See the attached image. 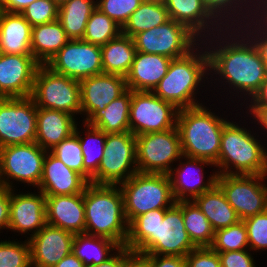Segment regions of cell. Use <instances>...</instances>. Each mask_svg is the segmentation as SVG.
<instances>
[{
    "label": "cell",
    "instance_id": "cell-1",
    "mask_svg": "<svg viewBox=\"0 0 267 267\" xmlns=\"http://www.w3.org/2000/svg\"><path fill=\"white\" fill-rule=\"evenodd\" d=\"M202 42L209 56L210 84L225 85L222 92L229 89L247 103L267 77V66L255 45L238 27L224 28Z\"/></svg>",
    "mask_w": 267,
    "mask_h": 267
},
{
    "label": "cell",
    "instance_id": "cell-2",
    "mask_svg": "<svg viewBox=\"0 0 267 267\" xmlns=\"http://www.w3.org/2000/svg\"><path fill=\"white\" fill-rule=\"evenodd\" d=\"M209 75V56L201 41L187 55L170 61L167 74L152 92L179 110L198 106L204 103L197 100L196 94L205 87Z\"/></svg>",
    "mask_w": 267,
    "mask_h": 267
},
{
    "label": "cell",
    "instance_id": "cell-3",
    "mask_svg": "<svg viewBox=\"0 0 267 267\" xmlns=\"http://www.w3.org/2000/svg\"><path fill=\"white\" fill-rule=\"evenodd\" d=\"M85 233L102 236L125 246L129 223L119 185L88 183L83 192Z\"/></svg>",
    "mask_w": 267,
    "mask_h": 267
},
{
    "label": "cell",
    "instance_id": "cell-4",
    "mask_svg": "<svg viewBox=\"0 0 267 267\" xmlns=\"http://www.w3.org/2000/svg\"><path fill=\"white\" fill-rule=\"evenodd\" d=\"M245 126L229 119L224 125L218 161L214 164L218 169H213L217 175H267V148L259 135Z\"/></svg>",
    "mask_w": 267,
    "mask_h": 267
},
{
    "label": "cell",
    "instance_id": "cell-5",
    "mask_svg": "<svg viewBox=\"0 0 267 267\" xmlns=\"http://www.w3.org/2000/svg\"><path fill=\"white\" fill-rule=\"evenodd\" d=\"M204 104L178 111L177 124L183 156L218 161L221 134L228 121Z\"/></svg>",
    "mask_w": 267,
    "mask_h": 267
},
{
    "label": "cell",
    "instance_id": "cell-6",
    "mask_svg": "<svg viewBox=\"0 0 267 267\" xmlns=\"http://www.w3.org/2000/svg\"><path fill=\"white\" fill-rule=\"evenodd\" d=\"M119 187L128 223L150 210L169 209L176 203L168 174L137 172Z\"/></svg>",
    "mask_w": 267,
    "mask_h": 267
},
{
    "label": "cell",
    "instance_id": "cell-7",
    "mask_svg": "<svg viewBox=\"0 0 267 267\" xmlns=\"http://www.w3.org/2000/svg\"><path fill=\"white\" fill-rule=\"evenodd\" d=\"M30 97L37 107L81 116L79 81L58 74L46 65L37 68Z\"/></svg>",
    "mask_w": 267,
    "mask_h": 267
},
{
    "label": "cell",
    "instance_id": "cell-8",
    "mask_svg": "<svg viewBox=\"0 0 267 267\" xmlns=\"http://www.w3.org/2000/svg\"><path fill=\"white\" fill-rule=\"evenodd\" d=\"M137 172L136 136L130 131L107 133L103 158L90 183L119 185Z\"/></svg>",
    "mask_w": 267,
    "mask_h": 267
},
{
    "label": "cell",
    "instance_id": "cell-9",
    "mask_svg": "<svg viewBox=\"0 0 267 267\" xmlns=\"http://www.w3.org/2000/svg\"><path fill=\"white\" fill-rule=\"evenodd\" d=\"M46 153L36 142L0 148V185L15 189L13 183L19 181L38 189Z\"/></svg>",
    "mask_w": 267,
    "mask_h": 267
},
{
    "label": "cell",
    "instance_id": "cell-10",
    "mask_svg": "<svg viewBox=\"0 0 267 267\" xmlns=\"http://www.w3.org/2000/svg\"><path fill=\"white\" fill-rule=\"evenodd\" d=\"M136 149L140 173L169 174L183 156L177 127L136 136Z\"/></svg>",
    "mask_w": 267,
    "mask_h": 267
},
{
    "label": "cell",
    "instance_id": "cell-11",
    "mask_svg": "<svg viewBox=\"0 0 267 267\" xmlns=\"http://www.w3.org/2000/svg\"><path fill=\"white\" fill-rule=\"evenodd\" d=\"M132 38L136 51L171 59L187 55L201 42L186 26L172 19Z\"/></svg>",
    "mask_w": 267,
    "mask_h": 267
},
{
    "label": "cell",
    "instance_id": "cell-12",
    "mask_svg": "<svg viewBox=\"0 0 267 267\" xmlns=\"http://www.w3.org/2000/svg\"><path fill=\"white\" fill-rule=\"evenodd\" d=\"M267 175H217L216 184L240 220L267 210Z\"/></svg>",
    "mask_w": 267,
    "mask_h": 267
},
{
    "label": "cell",
    "instance_id": "cell-13",
    "mask_svg": "<svg viewBox=\"0 0 267 267\" xmlns=\"http://www.w3.org/2000/svg\"><path fill=\"white\" fill-rule=\"evenodd\" d=\"M178 111L173 104L153 92L132 91L129 131L139 136L173 129L177 124Z\"/></svg>",
    "mask_w": 267,
    "mask_h": 267
},
{
    "label": "cell",
    "instance_id": "cell-14",
    "mask_svg": "<svg viewBox=\"0 0 267 267\" xmlns=\"http://www.w3.org/2000/svg\"><path fill=\"white\" fill-rule=\"evenodd\" d=\"M37 106L29 97L0 98V148L35 142Z\"/></svg>",
    "mask_w": 267,
    "mask_h": 267
},
{
    "label": "cell",
    "instance_id": "cell-15",
    "mask_svg": "<svg viewBox=\"0 0 267 267\" xmlns=\"http://www.w3.org/2000/svg\"><path fill=\"white\" fill-rule=\"evenodd\" d=\"M46 66L78 81L99 75L103 73L101 48L82 39H70Z\"/></svg>",
    "mask_w": 267,
    "mask_h": 267
},
{
    "label": "cell",
    "instance_id": "cell-16",
    "mask_svg": "<svg viewBox=\"0 0 267 267\" xmlns=\"http://www.w3.org/2000/svg\"><path fill=\"white\" fill-rule=\"evenodd\" d=\"M204 166L215 167L209 160L182 156L179 164L172 168L168 175L171 181L172 194L176 202L193 201L216 184L217 172L214 171L205 181L204 173L206 172H203Z\"/></svg>",
    "mask_w": 267,
    "mask_h": 267
},
{
    "label": "cell",
    "instance_id": "cell-17",
    "mask_svg": "<svg viewBox=\"0 0 267 267\" xmlns=\"http://www.w3.org/2000/svg\"><path fill=\"white\" fill-rule=\"evenodd\" d=\"M10 189V211L8 230L19 233L27 240L37 234L46 224V197L37 190L29 192H16ZM31 234H30V233ZM27 233V235H26Z\"/></svg>",
    "mask_w": 267,
    "mask_h": 267
},
{
    "label": "cell",
    "instance_id": "cell-18",
    "mask_svg": "<svg viewBox=\"0 0 267 267\" xmlns=\"http://www.w3.org/2000/svg\"><path fill=\"white\" fill-rule=\"evenodd\" d=\"M39 65L33 55L0 53V98L29 97Z\"/></svg>",
    "mask_w": 267,
    "mask_h": 267
},
{
    "label": "cell",
    "instance_id": "cell-19",
    "mask_svg": "<svg viewBox=\"0 0 267 267\" xmlns=\"http://www.w3.org/2000/svg\"><path fill=\"white\" fill-rule=\"evenodd\" d=\"M195 248L185 229L182 209L175 203L165 211L157 227L156 241L143 254L185 257Z\"/></svg>",
    "mask_w": 267,
    "mask_h": 267
},
{
    "label": "cell",
    "instance_id": "cell-20",
    "mask_svg": "<svg viewBox=\"0 0 267 267\" xmlns=\"http://www.w3.org/2000/svg\"><path fill=\"white\" fill-rule=\"evenodd\" d=\"M75 234L46 224L37 234L28 239L32 267H54L72 252Z\"/></svg>",
    "mask_w": 267,
    "mask_h": 267
},
{
    "label": "cell",
    "instance_id": "cell-21",
    "mask_svg": "<svg viewBox=\"0 0 267 267\" xmlns=\"http://www.w3.org/2000/svg\"><path fill=\"white\" fill-rule=\"evenodd\" d=\"M81 114L84 122L95 110L105 109L128 88L126 78L116 74L102 73L79 81ZM85 117V118H84Z\"/></svg>",
    "mask_w": 267,
    "mask_h": 267
},
{
    "label": "cell",
    "instance_id": "cell-22",
    "mask_svg": "<svg viewBox=\"0 0 267 267\" xmlns=\"http://www.w3.org/2000/svg\"><path fill=\"white\" fill-rule=\"evenodd\" d=\"M169 18L183 24L201 41L225 27L209 12L203 0H165Z\"/></svg>",
    "mask_w": 267,
    "mask_h": 267
},
{
    "label": "cell",
    "instance_id": "cell-23",
    "mask_svg": "<svg viewBox=\"0 0 267 267\" xmlns=\"http://www.w3.org/2000/svg\"><path fill=\"white\" fill-rule=\"evenodd\" d=\"M89 182L77 171L68 168L47 151L43 161V174L38 186L45 196L83 193Z\"/></svg>",
    "mask_w": 267,
    "mask_h": 267
},
{
    "label": "cell",
    "instance_id": "cell-24",
    "mask_svg": "<svg viewBox=\"0 0 267 267\" xmlns=\"http://www.w3.org/2000/svg\"><path fill=\"white\" fill-rule=\"evenodd\" d=\"M46 197V221L73 234L85 233L83 193Z\"/></svg>",
    "mask_w": 267,
    "mask_h": 267
},
{
    "label": "cell",
    "instance_id": "cell-25",
    "mask_svg": "<svg viewBox=\"0 0 267 267\" xmlns=\"http://www.w3.org/2000/svg\"><path fill=\"white\" fill-rule=\"evenodd\" d=\"M172 59L163 55L136 51L134 61L126 78V85L132 91L152 92L167 74Z\"/></svg>",
    "mask_w": 267,
    "mask_h": 267
},
{
    "label": "cell",
    "instance_id": "cell-26",
    "mask_svg": "<svg viewBox=\"0 0 267 267\" xmlns=\"http://www.w3.org/2000/svg\"><path fill=\"white\" fill-rule=\"evenodd\" d=\"M75 116L37 107V132L35 142L44 150L51 151L62 140L74 133L78 124Z\"/></svg>",
    "mask_w": 267,
    "mask_h": 267
},
{
    "label": "cell",
    "instance_id": "cell-27",
    "mask_svg": "<svg viewBox=\"0 0 267 267\" xmlns=\"http://www.w3.org/2000/svg\"><path fill=\"white\" fill-rule=\"evenodd\" d=\"M32 26L21 13L0 12V53L32 55Z\"/></svg>",
    "mask_w": 267,
    "mask_h": 267
},
{
    "label": "cell",
    "instance_id": "cell-28",
    "mask_svg": "<svg viewBox=\"0 0 267 267\" xmlns=\"http://www.w3.org/2000/svg\"><path fill=\"white\" fill-rule=\"evenodd\" d=\"M132 90L127 89L105 109L95 110L84 122L105 133L129 131V112Z\"/></svg>",
    "mask_w": 267,
    "mask_h": 267
},
{
    "label": "cell",
    "instance_id": "cell-29",
    "mask_svg": "<svg viewBox=\"0 0 267 267\" xmlns=\"http://www.w3.org/2000/svg\"><path fill=\"white\" fill-rule=\"evenodd\" d=\"M193 202L206 216L214 231L235 225L240 221L236 211L227 202L225 194L217 184L199 195Z\"/></svg>",
    "mask_w": 267,
    "mask_h": 267
},
{
    "label": "cell",
    "instance_id": "cell-30",
    "mask_svg": "<svg viewBox=\"0 0 267 267\" xmlns=\"http://www.w3.org/2000/svg\"><path fill=\"white\" fill-rule=\"evenodd\" d=\"M69 40L58 19L33 26L31 33L32 55L40 65H46Z\"/></svg>",
    "mask_w": 267,
    "mask_h": 267
},
{
    "label": "cell",
    "instance_id": "cell-31",
    "mask_svg": "<svg viewBox=\"0 0 267 267\" xmlns=\"http://www.w3.org/2000/svg\"><path fill=\"white\" fill-rule=\"evenodd\" d=\"M100 48L103 73L126 77L136 54L133 38L121 33Z\"/></svg>",
    "mask_w": 267,
    "mask_h": 267
},
{
    "label": "cell",
    "instance_id": "cell-32",
    "mask_svg": "<svg viewBox=\"0 0 267 267\" xmlns=\"http://www.w3.org/2000/svg\"><path fill=\"white\" fill-rule=\"evenodd\" d=\"M166 210H150L135 217L129 223L125 247L132 251L144 253L156 241L157 227L160 220H163Z\"/></svg>",
    "mask_w": 267,
    "mask_h": 267
},
{
    "label": "cell",
    "instance_id": "cell-33",
    "mask_svg": "<svg viewBox=\"0 0 267 267\" xmlns=\"http://www.w3.org/2000/svg\"><path fill=\"white\" fill-rule=\"evenodd\" d=\"M168 10L164 2L143 0L140 6L129 16L121 28L123 35L133 37L148 29L160 26L169 21Z\"/></svg>",
    "mask_w": 267,
    "mask_h": 267
},
{
    "label": "cell",
    "instance_id": "cell-34",
    "mask_svg": "<svg viewBox=\"0 0 267 267\" xmlns=\"http://www.w3.org/2000/svg\"><path fill=\"white\" fill-rule=\"evenodd\" d=\"M120 247L117 242L109 238L81 233L74 236L72 252L86 266H89L106 261L114 254L112 251Z\"/></svg>",
    "mask_w": 267,
    "mask_h": 267
},
{
    "label": "cell",
    "instance_id": "cell-35",
    "mask_svg": "<svg viewBox=\"0 0 267 267\" xmlns=\"http://www.w3.org/2000/svg\"><path fill=\"white\" fill-rule=\"evenodd\" d=\"M83 131H80V125H76L74 132L77 134L80 146L82 149V154L84 157L83 161V177L91 182L92 176L98 171L99 164L101 159L103 158L104 149H105V140L107 137V133L104 131L97 129L93 126L88 125L83 122ZM85 136V137H83Z\"/></svg>",
    "mask_w": 267,
    "mask_h": 267
},
{
    "label": "cell",
    "instance_id": "cell-36",
    "mask_svg": "<svg viewBox=\"0 0 267 267\" xmlns=\"http://www.w3.org/2000/svg\"><path fill=\"white\" fill-rule=\"evenodd\" d=\"M209 12L225 27H239L255 17L257 0H203Z\"/></svg>",
    "mask_w": 267,
    "mask_h": 267
},
{
    "label": "cell",
    "instance_id": "cell-37",
    "mask_svg": "<svg viewBox=\"0 0 267 267\" xmlns=\"http://www.w3.org/2000/svg\"><path fill=\"white\" fill-rule=\"evenodd\" d=\"M95 9V0H68L59 6L58 20L69 39L83 38L87 21Z\"/></svg>",
    "mask_w": 267,
    "mask_h": 267
},
{
    "label": "cell",
    "instance_id": "cell-38",
    "mask_svg": "<svg viewBox=\"0 0 267 267\" xmlns=\"http://www.w3.org/2000/svg\"><path fill=\"white\" fill-rule=\"evenodd\" d=\"M176 204L182 209L185 229L193 245L211 247L215 231L202 211L193 201H177Z\"/></svg>",
    "mask_w": 267,
    "mask_h": 267
},
{
    "label": "cell",
    "instance_id": "cell-39",
    "mask_svg": "<svg viewBox=\"0 0 267 267\" xmlns=\"http://www.w3.org/2000/svg\"><path fill=\"white\" fill-rule=\"evenodd\" d=\"M121 33V27L96 7L87 21L82 40L102 46Z\"/></svg>",
    "mask_w": 267,
    "mask_h": 267
},
{
    "label": "cell",
    "instance_id": "cell-40",
    "mask_svg": "<svg viewBox=\"0 0 267 267\" xmlns=\"http://www.w3.org/2000/svg\"><path fill=\"white\" fill-rule=\"evenodd\" d=\"M211 248L216 252H229L249 249L245 224L240 220L237 224L215 231Z\"/></svg>",
    "mask_w": 267,
    "mask_h": 267
},
{
    "label": "cell",
    "instance_id": "cell-41",
    "mask_svg": "<svg viewBox=\"0 0 267 267\" xmlns=\"http://www.w3.org/2000/svg\"><path fill=\"white\" fill-rule=\"evenodd\" d=\"M0 240V267H32L28 240Z\"/></svg>",
    "mask_w": 267,
    "mask_h": 267
},
{
    "label": "cell",
    "instance_id": "cell-42",
    "mask_svg": "<svg viewBox=\"0 0 267 267\" xmlns=\"http://www.w3.org/2000/svg\"><path fill=\"white\" fill-rule=\"evenodd\" d=\"M50 152L68 168L77 171L83 176L84 157L79 138L75 132L65 140H62Z\"/></svg>",
    "mask_w": 267,
    "mask_h": 267
},
{
    "label": "cell",
    "instance_id": "cell-43",
    "mask_svg": "<svg viewBox=\"0 0 267 267\" xmlns=\"http://www.w3.org/2000/svg\"><path fill=\"white\" fill-rule=\"evenodd\" d=\"M58 13L59 5L53 0H36L21 12L32 27L56 21Z\"/></svg>",
    "mask_w": 267,
    "mask_h": 267
},
{
    "label": "cell",
    "instance_id": "cell-44",
    "mask_svg": "<svg viewBox=\"0 0 267 267\" xmlns=\"http://www.w3.org/2000/svg\"><path fill=\"white\" fill-rule=\"evenodd\" d=\"M143 0H96V7L121 28Z\"/></svg>",
    "mask_w": 267,
    "mask_h": 267
},
{
    "label": "cell",
    "instance_id": "cell-45",
    "mask_svg": "<svg viewBox=\"0 0 267 267\" xmlns=\"http://www.w3.org/2000/svg\"><path fill=\"white\" fill-rule=\"evenodd\" d=\"M248 236L249 249L253 252L267 250V210L243 220Z\"/></svg>",
    "mask_w": 267,
    "mask_h": 267
},
{
    "label": "cell",
    "instance_id": "cell-46",
    "mask_svg": "<svg viewBox=\"0 0 267 267\" xmlns=\"http://www.w3.org/2000/svg\"><path fill=\"white\" fill-rule=\"evenodd\" d=\"M238 28L252 41L267 66V28L256 17L248 19Z\"/></svg>",
    "mask_w": 267,
    "mask_h": 267
},
{
    "label": "cell",
    "instance_id": "cell-47",
    "mask_svg": "<svg viewBox=\"0 0 267 267\" xmlns=\"http://www.w3.org/2000/svg\"><path fill=\"white\" fill-rule=\"evenodd\" d=\"M186 267H221L219 254L211 247H200L186 256Z\"/></svg>",
    "mask_w": 267,
    "mask_h": 267
},
{
    "label": "cell",
    "instance_id": "cell-48",
    "mask_svg": "<svg viewBox=\"0 0 267 267\" xmlns=\"http://www.w3.org/2000/svg\"><path fill=\"white\" fill-rule=\"evenodd\" d=\"M250 249L217 252L221 260V267H256V260Z\"/></svg>",
    "mask_w": 267,
    "mask_h": 267
},
{
    "label": "cell",
    "instance_id": "cell-49",
    "mask_svg": "<svg viewBox=\"0 0 267 267\" xmlns=\"http://www.w3.org/2000/svg\"><path fill=\"white\" fill-rule=\"evenodd\" d=\"M146 255L149 258V267H186V259L182 256Z\"/></svg>",
    "mask_w": 267,
    "mask_h": 267
},
{
    "label": "cell",
    "instance_id": "cell-50",
    "mask_svg": "<svg viewBox=\"0 0 267 267\" xmlns=\"http://www.w3.org/2000/svg\"><path fill=\"white\" fill-rule=\"evenodd\" d=\"M121 267H149V258L146 254L132 251L122 246Z\"/></svg>",
    "mask_w": 267,
    "mask_h": 267
},
{
    "label": "cell",
    "instance_id": "cell-51",
    "mask_svg": "<svg viewBox=\"0 0 267 267\" xmlns=\"http://www.w3.org/2000/svg\"><path fill=\"white\" fill-rule=\"evenodd\" d=\"M10 211V189L0 185V231L8 229Z\"/></svg>",
    "mask_w": 267,
    "mask_h": 267
},
{
    "label": "cell",
    "instance_id": "cell-52",
    "mask_svg": "<svg viewBox=\"0 0 267 267\" xmlns=\"http://www.w3.org/2000/svg\"><path fill=\"white\" fill-rule=\"evenodd\" d=\"M245 109L247 110L245 111L247 114L246 117H250L251 115H252L251 117H253V121L249 123H252V124L253 122L254 124L257 123L256 125L261 126V127H258V129L261 128L259 130H263L264 133L266 131L265 134H267V107H245Z\"/></svg>",
    "mask_w": 267,
    "mask_h": 267
},
{
    "label": "cell",
    "instance_id": "cell-53",
    "mask_svg": "<svg viewBox=\"0 0 267 267\" xmlns=\"http://www.w3.org/2000/svg\"><path fill=\"white\" fill-rule=\"evenodd\" d=\"M250 103H245V100L240 104L242 110L243 103L246 104V107H267V77L263 82L259 90L254 94V96L248 101ZM248 104V105H247Z\"/></svg>",
    "mask_w": 267,
    "mask_h": 267
},
{
    "label": "cell",
    "instance_id": "cell-54",
    "mask_svg": "<svg viewBox=\"0 0 267 267\" xmlns=\"http://www.w3.org/2000/svg\"><path fill=\"white\" fill-rule=\"evenodd\" d=\"M36 0H0L1 11L21 13L24 8Z\"/></svg>",
    "mask_w": 267,
    "mask_h": 267
},
{
    "label": "cell",
    "instance_id": "cell-55",
    "mask_svg": "<svg viewBox=\"0 0 267 267\" xmlns=\"http://www.w3.org/2000/svg\"><path fill=\"white\" fill-rule=\"evenodd\" d=\"M122 266V246L106 261L98 265H89L86 267H121Z\"/></svg>",
    "mask_w": 267,
    "mask_h": 267
},
{
    "label": "cell",
    "instance_id": "cell-56",
    "mask_svg": "<svg viewBox=\"0 0 267 267\" xmlns=\"http://www.w3.org/2000/svg\"><path fill=\"white\" fill-rule=\"evenodd\" d=\"M54 267H86V265L77 258L73 252L61 259Z\"/></svg>",
    "mask_w": 267,
    "mask_h": 267
},
{
    "label": "cell",
    "instance_id": "cell-57",
    "mask_svg": "<svg viewBox=\"0 0 267 267\" xmlns=\"http://www.w3.org/2000/svg\"><path fill=\"white\" fill-rule=\"evenodd\" d=\"M255 17L267 28V9H256Z\"/></svg>",
    "mask_w": 267,
    "mask_h": 267
},
{
    "label": "cell",
    "instance_id": "cell-58",
    "mask_svg": "<svg viewBox=\"0 0 267 267\" xmlns=\"http://www.w3.org/2000/svg\"><path fill=\"white\" fill-rule=\"evenodd\" d=\"M256 9H267V0H257Z\"/></svg>",
    "mask_w": 267,
    "mask_h": 267
},
{
    "label": "cell",
    "instance_id": "cell-59",
    "mask_svg": "<svg viewBox=\"0 0 267 267\" xmlns=\"http://www.w3.org/2000/svg\"><path fill=\"white\" fill-rule=\"evenodd\" d=\"M53 1L56 2L60 6L62 3L66 2L68 0H53Z\"/></svg>",
    "mask_w": 267,
    "mask_h": 267
}]
</instances>
